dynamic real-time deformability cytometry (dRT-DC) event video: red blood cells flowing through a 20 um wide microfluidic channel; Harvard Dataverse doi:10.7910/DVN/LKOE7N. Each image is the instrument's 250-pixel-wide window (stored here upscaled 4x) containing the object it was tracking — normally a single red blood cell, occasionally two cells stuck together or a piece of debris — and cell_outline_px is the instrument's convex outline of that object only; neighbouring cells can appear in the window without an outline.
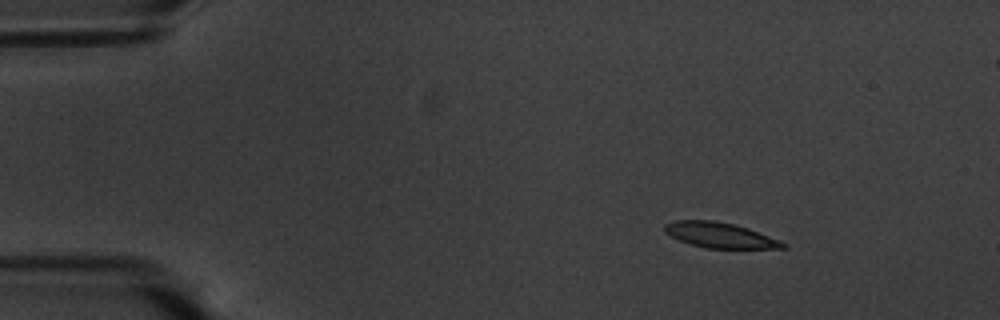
{"species": "common noctule bat (a hibernating species)", "species_latin": "Nyctalus noctula", "temperature_condition": "warm", "stored_images_in_passage": 51, "segment_of_instrument_passage": [1, 2], "camera_frame_rate_fps": 3000, "um_per_image_px": 0.085, "animal": {"sex": "male", "body_mass_g": 20.1, "forearm_length_mm": 53.5}, "frame": {"image": 1, "passage_image": 1, "time_ms": 0.0, "image_size_px": [1000, 320], "cell_outline_px": [[788, 248], [704, 248], [680, 240], [664, 232], [664, 224], [676, 220], [712, 220], [732, 224], [748, 228], [780, 240], [788, 244]], "centroid_in_image_um": [61.21, 19.99], "position_along_channel_um": 23.8, "area_um2": 17.34}}
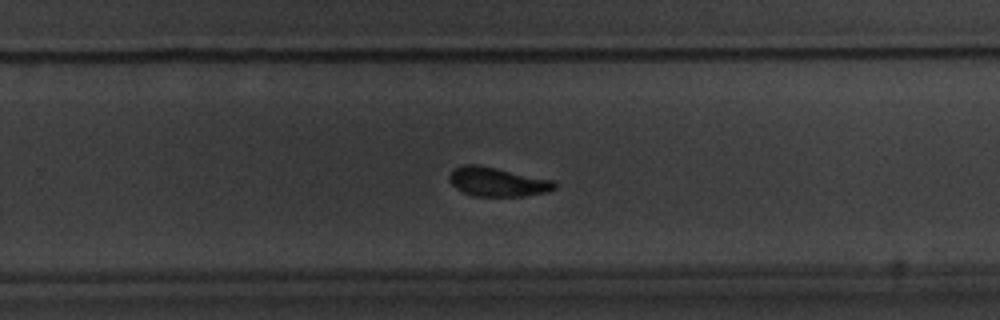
{"frame": {"image": 2, "passage_image": 30, "time_ms": 9.667, "image_size_px": [1000, 320], "cell_outline_px": [[560, 184], [556, 188], [548, 192], [524, 196], [472, 196], [456, 188], [448, 180], [448, 176], [456, 168], [464, 164], [476, 164], [556, 180]], "centroid_in_image_um": [42.35, 15.46], "position_along_channel_um": 287.5, "area_um2": 18.03}}
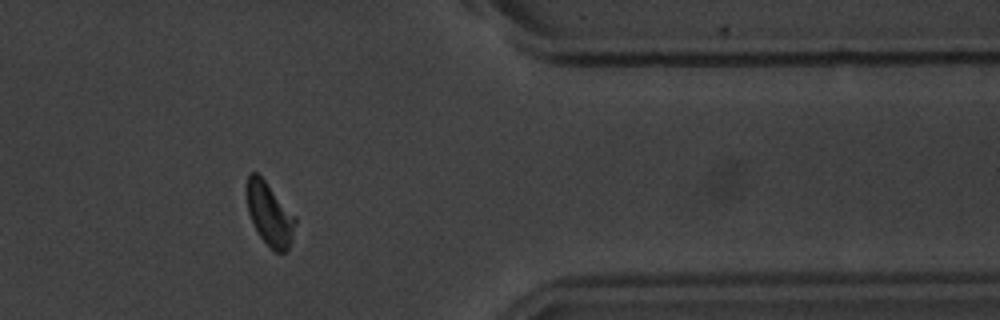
{"frame": {"image": 3, "passage_image": 40, "time_ms": 13.0, "image_size_px": [1000, 320], "cell_outline_px": [[296, 224], [288, 248], [284, 252], [276, 252], [260, 236], [248, 212], [244, 188], [248, 172], [256, 172], [264, 180], [296, 216]], "centroid_in_image_um": [22.88, 18.13], "position_along_channel_um": 388.5, "area_um2": 17.74}}